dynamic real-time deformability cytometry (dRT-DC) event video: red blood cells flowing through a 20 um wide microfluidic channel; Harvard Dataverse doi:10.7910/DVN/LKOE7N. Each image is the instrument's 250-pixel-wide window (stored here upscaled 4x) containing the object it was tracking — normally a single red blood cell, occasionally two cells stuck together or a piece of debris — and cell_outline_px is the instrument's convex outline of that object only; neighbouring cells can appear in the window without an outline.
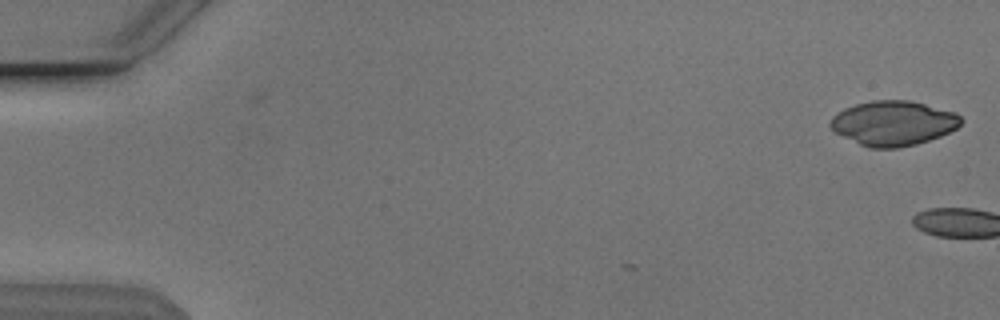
{"species": "Egyptian fruit bat (a non-hibernating species)", "species_latin": "Rousettus aegyptiacus", "temperature_condition": "cold", "stored_images_in_passage": 2, "camera_frame_rate_fps": 3000, "um_per_image_px": 0.085, "animal": {"sex": "male"}, "frame": {"image": 1, "passage_image": 1, "time_ms": 0.0, "image_size_px": [1000, 320], "cell_outline_px": [[964, 120], [956, 128], [940, 136], [916, 144], [896, 148], [868, 148], [836, 132], [828, 124], [832, 116], [844, 108], [856, 104], [872, 100], [908, 100], [956, 112]], "centroid_in_image_um": [75.93, 10.46], "position_along_channel_um": 9.1, "area_um2": 33.87}}